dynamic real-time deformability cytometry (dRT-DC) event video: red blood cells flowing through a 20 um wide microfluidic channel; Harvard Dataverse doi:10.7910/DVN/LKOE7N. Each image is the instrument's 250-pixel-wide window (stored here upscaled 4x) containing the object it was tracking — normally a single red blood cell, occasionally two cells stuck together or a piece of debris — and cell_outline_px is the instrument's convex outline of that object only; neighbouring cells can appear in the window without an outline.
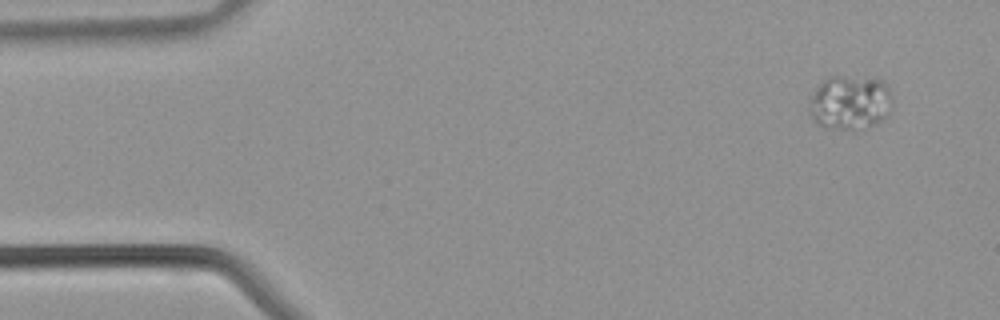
{"species": "common noctule bat (a hibernating species)", "species_latin": "Nyctalus noctula", "temperature_condition": "warm", "stored_images_in_passage": 12, "camera_frame_rate_fps": 3000, "um_per_image_px": 0.085, "animal": {"sex": "male", "body_mass_g": 21.5, "forearm_length_mm": 52.0}, "frame": {"image": 1, "passage_image": 1, "time_ms": 0.0, "image_size_px": [1000, 320], "cell_outline_px": [[888, 96], [884, 116], [880, 120], [872, 124], [852, 128], [844, 128], [816, 124], [808, 112], [808, 100], [816, 88], [828, 76], [836, 76], [884, 80], [888, 88]], "centroid_in_image_um": [72.12, 8.67], "position_along_channel_um": 12.9, "area_um2": 25.03}}
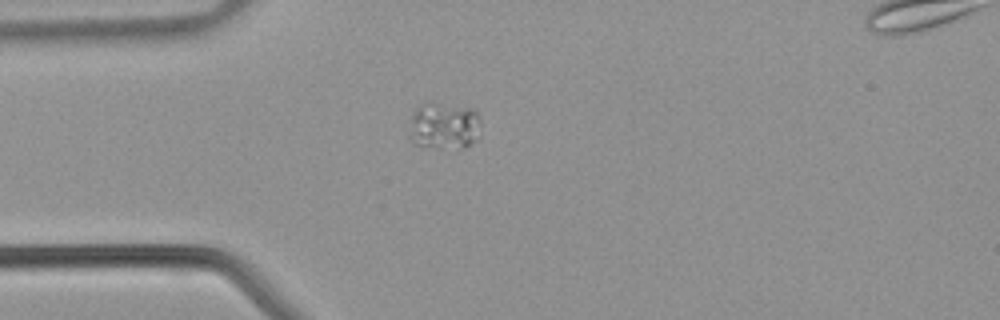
{"frame": {"image": 2, "passage_image": 9, "time_ms": 2.667, "image_size_px": [1000, 320], "cell_outline_px": [[480, 124], [476, 140], [464, 148], [440, 148], [416, 144], [408, 136], [412, 116], [420, 104], [428, 100], [432, 100], [476, 108], [480, 120]], "centroid_in_image_um": [37.76, 10.64], "position_along_channel_um": 47.2, "area_um2": 20.23}}